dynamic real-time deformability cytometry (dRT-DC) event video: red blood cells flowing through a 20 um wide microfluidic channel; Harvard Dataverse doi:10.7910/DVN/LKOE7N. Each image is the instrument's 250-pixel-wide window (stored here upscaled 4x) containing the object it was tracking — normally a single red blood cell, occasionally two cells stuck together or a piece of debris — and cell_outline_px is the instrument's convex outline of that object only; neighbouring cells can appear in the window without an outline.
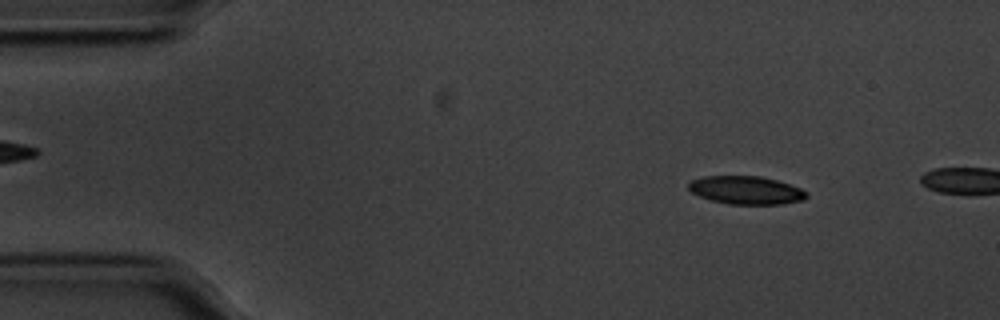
{"species": "common noctule bat (a hibernating species)", "species_latin": "Nyctalus noctula", "temperature_condition": "cold", "stored_images_in_passage": 6, "camera_frame_rate_fps": 3000, "um_per_image_px": 0.085, "animal": {"sex": "male", "body_mass_g": 20.1, "forearm_length_mm": 53.5}, "frame": {"image": 1, "passage_image": 2, "time_ms": 0.333, "image_size_px": [1000, 320], "cell_outline_px": [[808, 196], [804, 200], [780, 204], [728, 204], [712, 200], [700, 196], [692, 192], [688, 188], [688, 184], [692, 180], [704, 176], [760, 176], [776, 180], [800, 188], [808, 192]], "centroid_in_image_um": [63.43, 16.16], "position_along_channel_um": 21.6, "area_um2": 19.25}}